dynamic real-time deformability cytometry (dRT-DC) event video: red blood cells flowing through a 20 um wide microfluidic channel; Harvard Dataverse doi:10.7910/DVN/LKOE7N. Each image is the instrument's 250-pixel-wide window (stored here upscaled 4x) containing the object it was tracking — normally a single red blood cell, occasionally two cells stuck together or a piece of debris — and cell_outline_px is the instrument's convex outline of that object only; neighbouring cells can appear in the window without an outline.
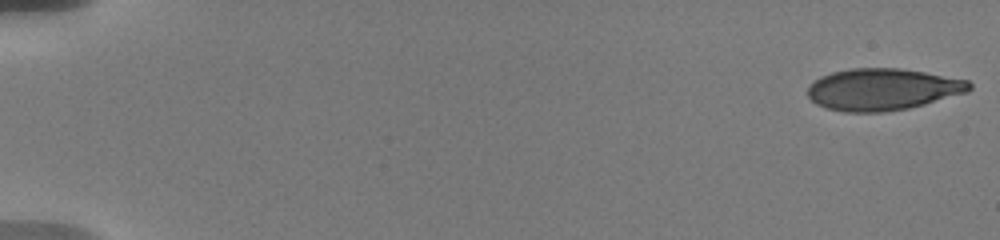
{"species": "human", "species_latin": "Homo sapiens", "temperature_condition": "warm", "stored_images_in_passage": 11, "camera_frame_rate_fps": 3000, "um_per_image_px": 0.085, "donor": {"sex": "male"}, "frame": {"image": 1, "passage_image": 1, "time_ms": 0.0, "image_size_px": [1000, 240], "cell_outline_px": [[972, 88], [968, 92], [924, 104], [908, 108], [884, 112], [844, 112], [824, 108], [816, 104], [808, 96], [808, 84], [820, 76], [832, 72], [852, 68], [900, 68], [924, 72], [968, 80], [972, 84]], "centroid_in_image_um": [74.99, 7.6], "position_along_channel_um": 10.0, "area_um2": 39.54}}
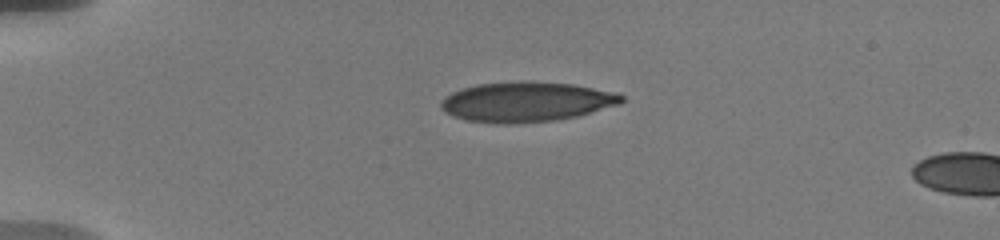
{"frame": {"image": 2, "passage_image": 9, "time_ms": 4.333, "image_size_px": [1000, 240], "cell_outline_px": [[624, 100], [620, 104], [576, 116], [556, 120], [512, 124], [496, 124], [468, 120], [452, 116], [444, 112], [440, 108], [440, 100], [444, 96], [460, 88], [476, 84], [572, 84], [616, 92], [624, 96]], "centroid_in_image_um": [44.69, 8.7], "position_along_channel_um": 40.3, "area_um2": 41.1}}